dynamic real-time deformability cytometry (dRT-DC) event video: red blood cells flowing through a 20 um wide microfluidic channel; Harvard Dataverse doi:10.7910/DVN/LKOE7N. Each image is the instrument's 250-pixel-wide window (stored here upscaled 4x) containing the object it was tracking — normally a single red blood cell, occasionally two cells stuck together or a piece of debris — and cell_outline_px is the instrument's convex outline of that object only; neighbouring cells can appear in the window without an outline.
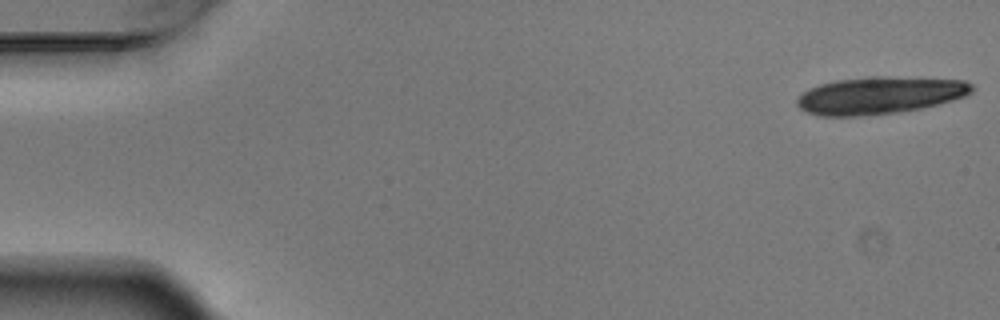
{"species": "Egyptian fruit bat (a non-hibernating species)", "species_latin": "Rousettus aegyptiacus", "temperature_condition": "warm", "stored_images_in_passage": 6, "camera_frame_rate_fps": 3000, "um_per_image_px": 0.085, "animal": {"sex": "male"}, "frame": {"image": 1, "passage_image": 1, "time_ms": 0.0, "image_size_px": [1000, 320], "cell_outline_px": [[976, 88], [968, 96], [940, 104], [920, 108], [896, 112], [856, 116], [820, 116], [808, 112], [800, 108], [796, 104], [796, 100], [804, 92], [820, 84], [836, 80], [868, 76], [888, 76], [964, 80], [972, 84]], "centroid_in_image_um": [74.84, 8.09], "position_along_channel_um": 10.2, "area_um2": 38.09}}